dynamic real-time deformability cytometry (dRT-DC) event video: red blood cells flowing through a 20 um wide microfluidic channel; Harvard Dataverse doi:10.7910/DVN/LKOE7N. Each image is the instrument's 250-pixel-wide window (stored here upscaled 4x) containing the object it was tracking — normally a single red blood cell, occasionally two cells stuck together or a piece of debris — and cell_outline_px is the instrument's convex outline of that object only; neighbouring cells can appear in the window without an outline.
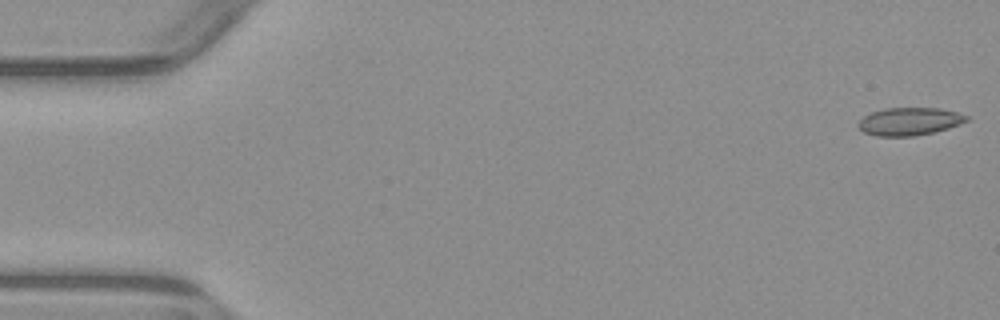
{"species": "common noctule bat (a hibernating species)", "species_latin": "Nyctalus noctula", "temperature_condition": "warm", "stored_images_in_passage": 5, "camera_frame_rate_fps": 3000, "um_per_image_px": 0.085, "animal": {"sex": "male", "body_mass_g": 23.1, "forearm_length_mm": 52.7}, "frame": {"image": 1, "passage_image": 1, "time_ms": 0.0, "image_size_px": [1000, 320], "cell_outline_px": [[968, 120], [960, 124], [948, 128], [932, 132], [912, 136], [876, 136], [864, 132], [856, 124], [864, 116], [872, 112], [884, 108], [940, 108], [956, 112], [968, 116]], "centroid_in_image_um": [77.28, 10.31], "position_along_channel_um": 7.7, "area_um2": 17.4}}
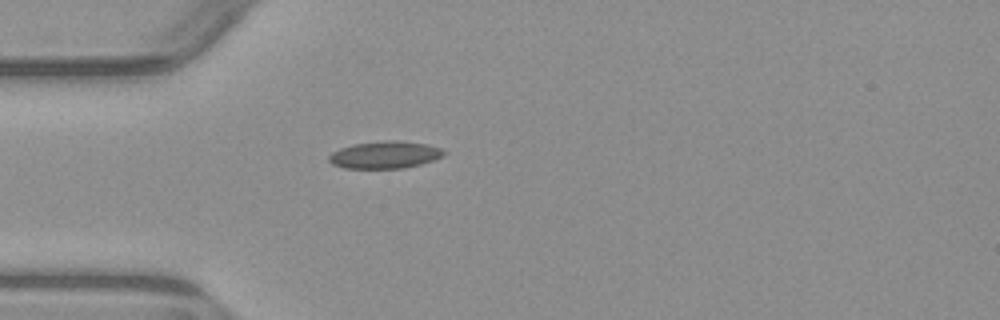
{"frame": {"image": 2, "passage_image": 5, "time_ms": 4.667, "image_size_px": [1000, 320], "cell_outline_px": [[448, 152], [444, 156], [420, 164], [404, 168], [344, 168], [332, 164], [328, 160], [328, 156], [332, 152], [340, 148], [352, 144], [384, 140], [396, 140], [424, 144], [440, 148]], "centroid_in_image_um": [32.7, 13.16], "position_along_channel_um": 52.3, "area_um2": 18.26}}